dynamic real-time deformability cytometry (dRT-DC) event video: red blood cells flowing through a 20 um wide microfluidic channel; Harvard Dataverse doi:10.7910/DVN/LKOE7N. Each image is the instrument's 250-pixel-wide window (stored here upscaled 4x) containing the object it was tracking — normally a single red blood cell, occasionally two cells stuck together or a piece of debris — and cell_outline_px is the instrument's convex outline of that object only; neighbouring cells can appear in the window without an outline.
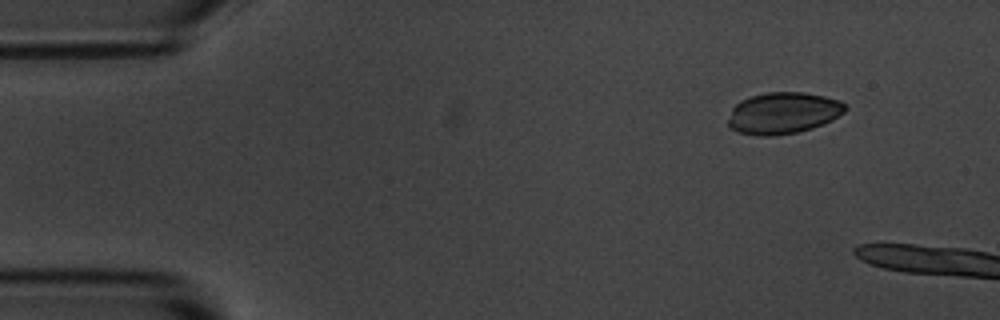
{"species": "common noctule bat (a hibernating species)", "species_latin": "Nyctalus noctula", "temperature_condition": "room temperature", "stored_images_in_passage": 2, "camera_frame_rate_fps": 3000, "um_per_image_px": 0.085, "animal": {"sex": "male", "body_mass_g": 20.1, "forearm_length_mm": 53.5}, "frame": {"image": 1, "passage_image": 1, "time_ms": 0.0, "image_size_px": [1000, 320], "cell_outline_px": [[848, 108], [844, 112], [832, 120], [812, 128], [796, 132], [772, 136], [760, 136], [736, 132], [728, 124], [728, 120], [732, 108], [740, 100], [752, 96], [768, 92], [804, 92], [824, 96], [840, 100]], "centroid_in_image_um": [66.57, 9.61], "position_along_channel_um": 18.4, "area_um2": 28.32}}